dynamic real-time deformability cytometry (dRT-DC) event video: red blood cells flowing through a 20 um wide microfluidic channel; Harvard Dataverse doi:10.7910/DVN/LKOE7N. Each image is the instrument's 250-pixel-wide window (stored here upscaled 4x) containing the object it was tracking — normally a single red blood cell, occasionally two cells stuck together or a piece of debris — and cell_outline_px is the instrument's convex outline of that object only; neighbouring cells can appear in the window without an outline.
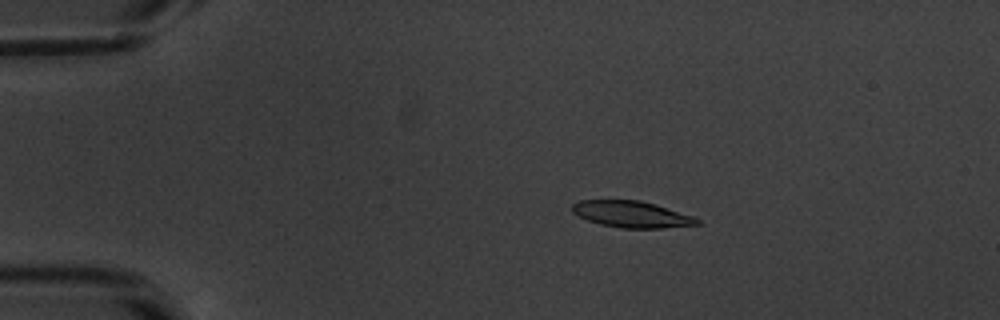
{"species": "common noctule bat (a hibernating species)", "species_latin": "Nyctalus noctula", "temperature_condition": "warm", "stored_images_in_passage": 17, "camera_frame_rate_fps": 3000, "um_per_image_px": 0.085, "animal": {"sex": "male", "body_mass_g": 20.1, "forearm_length_mm": 53.5}, "frame": {"image": 1, "passage_image": 10, "time_ms": 3.0, "image_size_px": [1000, 320], "cell_outline_px": [[700, 224], [660, 228], [620, 228], [600, 224], [588, 220], [572, 212], [572, 204], [580, 200], [640, 200], [656, 204], [692, 216], [700, 220]], "centroid_in_image_um": [53.67, 18.21], "position_along_channel_um": 31.3, "area_um2": 19.13}}